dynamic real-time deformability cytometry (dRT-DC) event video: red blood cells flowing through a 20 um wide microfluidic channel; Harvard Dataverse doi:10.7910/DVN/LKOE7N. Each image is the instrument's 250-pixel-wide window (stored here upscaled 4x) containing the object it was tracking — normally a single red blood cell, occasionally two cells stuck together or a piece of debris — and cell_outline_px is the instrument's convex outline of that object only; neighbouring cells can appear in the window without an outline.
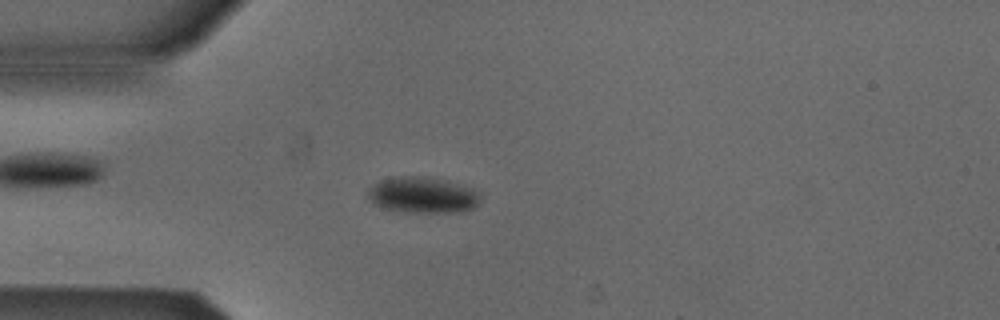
{"species": "Egyptian fruit bat (a non-hibernating species)", "species_latin": "Rousettus aegyptiacus", "temperature_condition": "cold", "stored_images_in_passage": 53, "camera_frame_rate_fps": 3000, "um_per_image_px": 0.085, "animal": {"sex": "male"}, "frame": {"image": 1, "passage_image": 14, "time_ms": 4.333, "image_size_px": [1000, 320], "cell_outline_px": [[480, 200], [472, 208], [460, 212], [400, 212], [384, 208], [372, 204], [368, 200], [368, 188], [380, 180], [404, 176], [428, 176], [476, 188], [480, 192]], "centroid_in_image_um": [35.92, 16.58], "position_along_channel_um": 49.1, "area_um2": 23.93}}
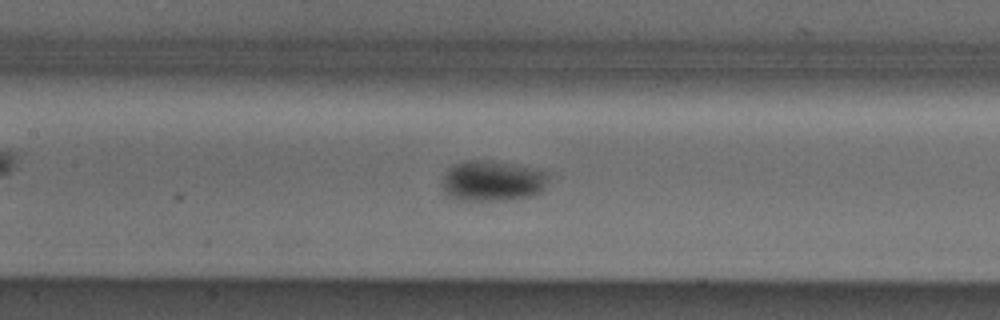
{"frame": {"image": 2, "passage_image": 24, "time_ms": 7.667, "image_size_px": [1000, 320], "cell_outline_px": [[548, 180], [544, 188], [540, 192], [528, 196], [500, 200], [460, 200], [448, 196], [444, 192], [444, 176], [448, 168], [464, 160], [476, 160], [528, 168], [544, 172], [548, 176]], "centroid_in_image_um": [41.8, 15.4], "position_along_channel_um": 165.6, "area_um2": 24.16}}
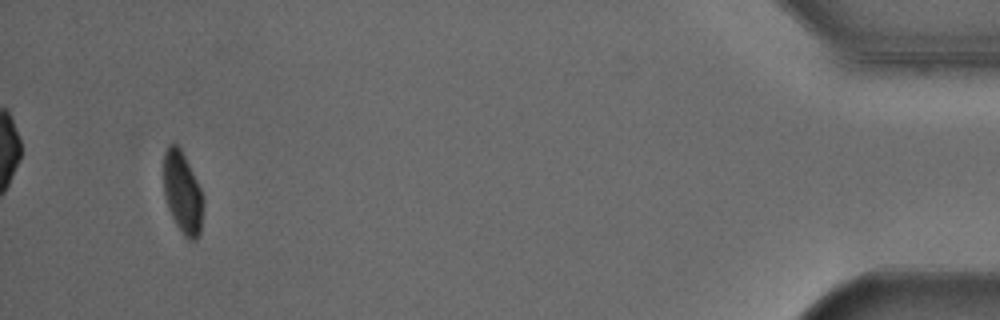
{"frame": {"image": 3, "passage_image": 50, "time_ms": 16.333, "image_size_px": [1000, 320], "cell_outline_px": [[200, 232], [196, 240], [188, 240], [184, 236], [176, 224], [168, 208], [164, 196], [164, 152], [168, 144], [176, 144], [180, 148], [200, 188]], "centroid_in_image_um": [15.45, 16.37], "position_along_channel_um": 419.7, "area_um2": 18.09}, "authors_computed_cell_mechanics": {"area_um2": 21.3282, "velocity_mm_per_s": 3.8615, "shape_relaxation_time_tau1_ms": 3.3984, "shape_relaxation_time_tau2_ms": null, "deformation_change_tau1": 0.0682, "deformation_change_tau2": null}}